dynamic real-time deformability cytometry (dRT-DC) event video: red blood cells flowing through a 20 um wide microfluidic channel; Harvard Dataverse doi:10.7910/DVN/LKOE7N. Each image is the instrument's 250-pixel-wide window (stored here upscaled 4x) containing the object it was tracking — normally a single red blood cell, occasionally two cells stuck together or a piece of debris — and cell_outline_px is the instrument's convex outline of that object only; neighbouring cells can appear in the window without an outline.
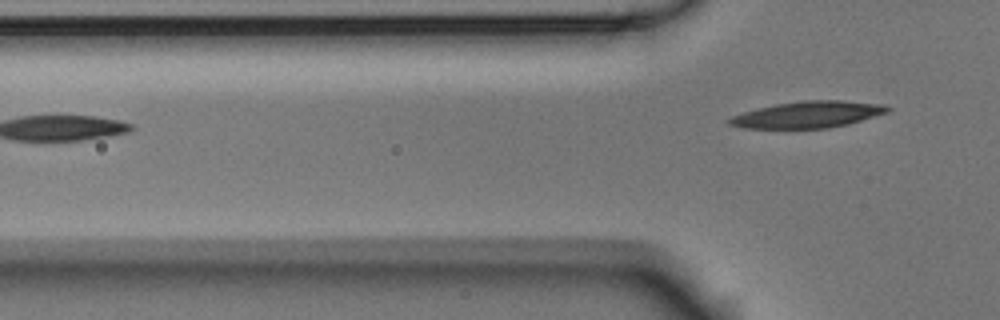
{"species": "Egyptian fruit bat (a non-hibernating species)", "species_latin": "Rousettus aegyptiacus", "temperature_condition": "room temperature", "stored_images_in_passage": 2, "camera_frame_rate_fps": 3000, "um_per_image_px": 0.085, "animal": {"sex": "male"}, "frame": {"image": 1, "passage_image": 2, "time_ms": 0.333, "image_size_px": [1000, 320], "cell_outline_px": [[892, 108], [888, 112], [848, 124], [828, 128], [744, 128], [728, 124], [728, 120], [732, 116], [744, 112], [776, 104], [804, 100], [844, 100], [880, 104]], "centroid_in_image_um": [68.69, 9.74], "position_along_channel_um": 57.1, "area_um2": 24.22}}